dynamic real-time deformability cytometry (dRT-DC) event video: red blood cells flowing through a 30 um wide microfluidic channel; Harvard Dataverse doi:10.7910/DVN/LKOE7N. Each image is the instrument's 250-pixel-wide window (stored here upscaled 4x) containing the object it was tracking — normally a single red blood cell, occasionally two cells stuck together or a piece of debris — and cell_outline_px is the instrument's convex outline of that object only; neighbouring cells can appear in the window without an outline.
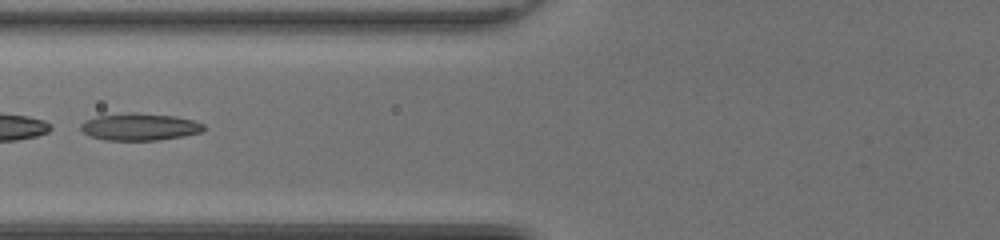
{"species": "common noctule bat (a hibernating species)", "species_latin": "Nyctalus noctula", "temperature_condition": "room temperature", "stored_images_in_passage": 53, "segment_of_instrument_passage": [2, 2], "camera_frame_rate_fps": 3000, "um_per_image_px": 0.085, "animal": {"sex": "female", "body_mass_g": 20.0, "forearm_length_mm": 54.0}, "frame": {"image": 1, "passage_image": 25, "time_ms": 8.0, "image_size_px": [1000, 240], "cell_outline_px": [[204, 128], [200, 132], [184, 136], [156, 140], [104, 140], [88, 136], [80, 128], [80, 124], [84, 120], [96, 116], [128, 112], [136, 112], [176, 116], [192, 120], [204, 124]], "centroid_in_image_um": [11.82, 10.77], "position_along_channel_um": 114.0, "area_um2": 19.59}}